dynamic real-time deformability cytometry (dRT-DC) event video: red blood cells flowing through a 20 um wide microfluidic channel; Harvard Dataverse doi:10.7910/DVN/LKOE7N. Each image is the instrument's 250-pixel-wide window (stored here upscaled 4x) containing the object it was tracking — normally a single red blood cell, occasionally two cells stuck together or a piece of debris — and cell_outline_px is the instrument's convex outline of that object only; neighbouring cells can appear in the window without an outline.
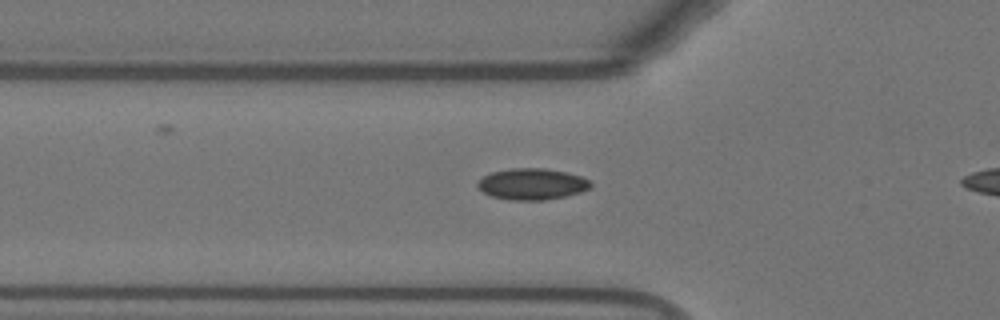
{"species": "Egyptian fruit bat (a non-hibernating species)", "species_latin": "Rousettus aegyptiacus", "temperature_condition": "warm", "stored_images_in_passage": 32, "camera_frame_rate_fps": 3000, "um_per_image_px": 0.085, "animal": {"sex": "female"}, "frame": {"image": 1, "passage_image": 6, "time_ms": 1.667, "image_size_px": [1000, 320], "cell_outline_px": [[592, 188], [580, 192], [564, 196], [544, 200], [512, 200], [492, 196], [484, 192], [476, 184], [484, 176], [492, 172], [512, 168], [544, 168], [568, 172], [592, 180]], "centroid_in_image_um": [45.28, 15.63], "position_along_channel_um": 80.5, "area_um2": 20.58}}
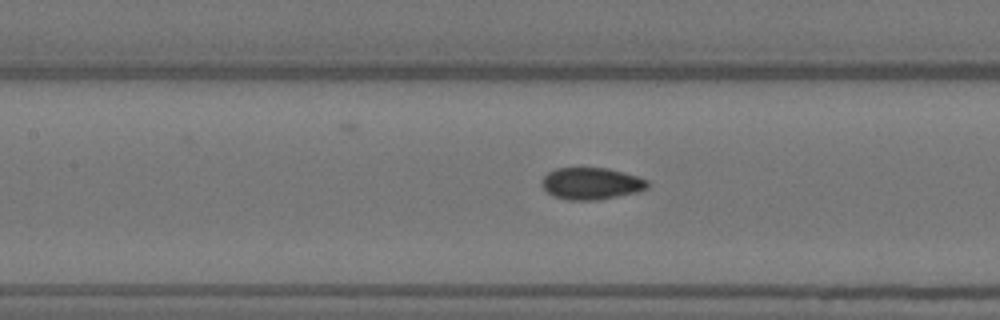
{"frame": {"image": 2, "passage_image": 12, "time_ms": 3.667, "image_size_px": [1000, 320], "cell_outline_px": [[648, 188], [636, 192], [596, 200], [568, 200], [556, 196], [548, 192], [540, 184], [540, 180], [548, 172], [556, 168], [608, 168], [624, 172], [648, 180]], "centroid_in_image_um": [50.24, 15.59], "position_along_channel_um": 157.2, "area_um2": 19.54}}
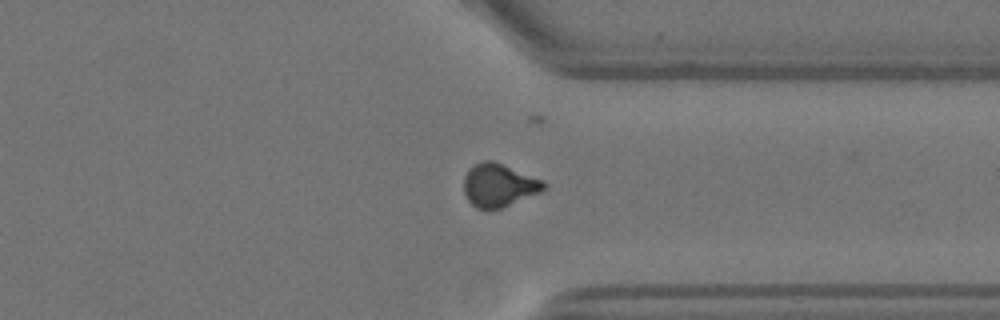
{"frame": {"image": 3, "passage_image": 29, "time_ms": 9.333, "image_size_px": [1000, 320], "cell_outline_px": [[548, 184], [540, 192], [500, 208], [488, 212], [476, 208], [468, 200], [464, 192], [464, 176], [468, 168], [484, 160], [492, 160], [544, 180]], "centroid_in_image_um": [42.38, 15.76], "position_along_channel_um": 369.0, "area_um2": 20.23}}